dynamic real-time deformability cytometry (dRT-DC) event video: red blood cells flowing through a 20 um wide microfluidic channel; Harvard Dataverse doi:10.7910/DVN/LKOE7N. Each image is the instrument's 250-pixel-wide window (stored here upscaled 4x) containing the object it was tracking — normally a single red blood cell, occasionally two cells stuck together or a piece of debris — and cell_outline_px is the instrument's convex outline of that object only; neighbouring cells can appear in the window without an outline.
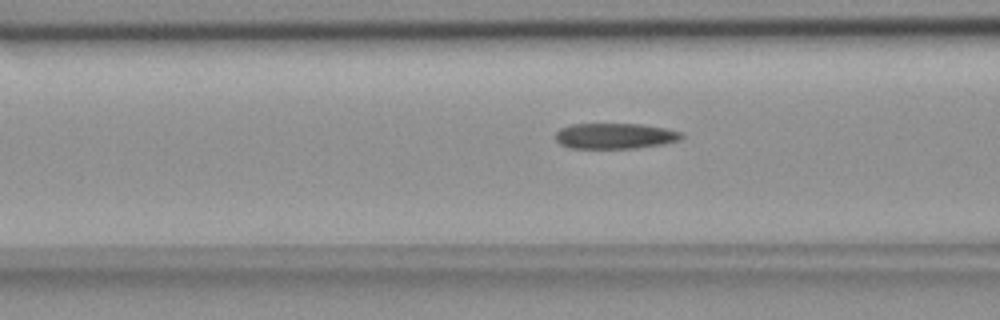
{"species": "common noctule bat (a hibernating species)", "species_latin": "Nyctalus noctula", "temperature_condition": "room temperature", "stored_images_in_passage": 55, "camera_frame_rate_fps": 3000, "um_per_image_px": 0.085, "animal": {"sex": "female", "body_mass_g": 18.4}, "frame": {"image": 1, "passage_image": 21, "time_ms": 6.667, "image_size_px": [1000, 320], "cell_outline_px": [[684, 136], [680, 140], [664, 144], [636, 148], [568, 148], [560, 144], [556, 140], [556, 132], [560, 128], [572, 124], [640, 124], [664, 128], [684, 132]], "centroid_in_image_um": [52.29, 11.56], "position_along_channel_um": 114.3, "area_um2": 18.96}}
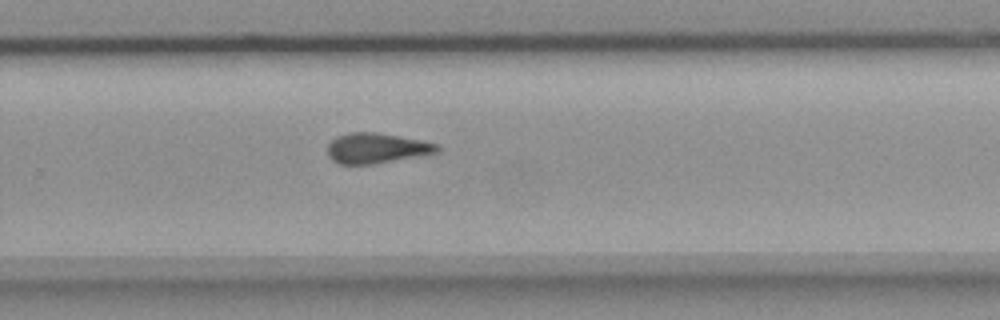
{"frame": {"image": 2, "passage_image": 36, "time_ms": 11.667, "image_size_px": [1000, 320], "cell_outline_px": [[440, 152], [372, 164], [340, 164], [332, 160], [328, 156], [328, 144], [336, 136], [348, 132], [376, 132], [420, 140], [440, 144]], "centroid_in_image_um": [32.0, 12.59], "position_along_channel_um": 297.8, "area_um2": 19.31}}
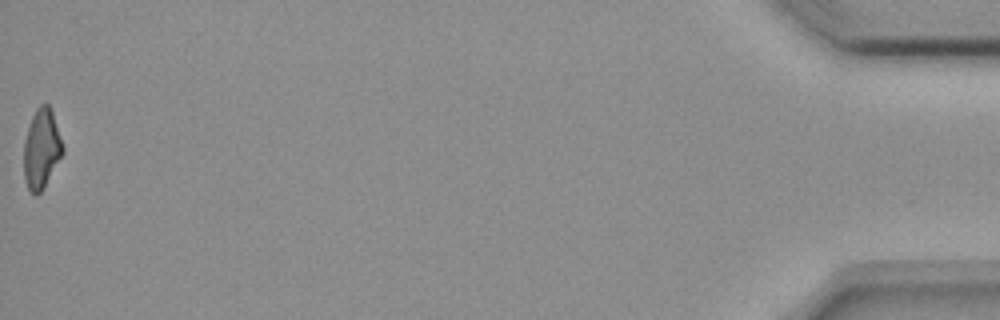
{"frame": {"image": 3, "passage_image": 55, "time_ms": 18.0, "image_size_px": [1000, 320], "cell_outline_px": [[64, 152], [44, 188], [36, 196], [28, 188], [24, 176], [24, 140], [32, 116], [36, 108], [40, 104], [48, 104], [52, 112], [64, 148]], "centroid_in_image_um": [3.53, 12.66], "position_along_channel_um": 431.7, "area_um2": 17.92}, "authors_computed_cell_mechanics": {"area_um2": 19.4786, "velocity_mm_per_s": 3.6845, "shape_relaxation_time_tau1_ms": null, "shape_relaxation_time_tau2_ms": 3.6787, "deformation_change_tau1": null, "deformation_change_tau2": 0.1173}}